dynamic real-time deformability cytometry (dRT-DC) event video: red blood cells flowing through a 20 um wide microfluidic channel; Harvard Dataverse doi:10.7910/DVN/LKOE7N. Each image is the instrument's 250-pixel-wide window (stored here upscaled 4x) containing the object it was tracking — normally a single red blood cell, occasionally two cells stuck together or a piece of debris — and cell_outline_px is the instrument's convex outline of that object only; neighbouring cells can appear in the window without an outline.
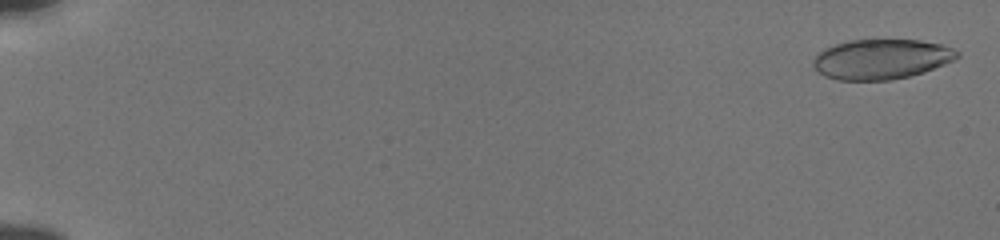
{"species": "human", "species_latin": "Homo sapiens", "temperature_condition": "cold", "stored_images_in_passage": 56, "camera_frame_rate_fps": 3000, "um_per_image_px": 0.085, "donor": {"sex": "male"}, "frame": {"image": 1, "passage_image": 2, "time_ms": 0.333, "image_size_px": [1000, 240], "cell_outline_px": [[960, 56], [944, 64], [908, 76], [888, 80], [836, 80], [824, 76], [812, 64], [816, 56], [824, 48], [848, 40], [920, 40], [940, 44], [952, 48], [960, 52]], "centroid_in_image_um": [74.89, 5.02], "position_along_channel_um": 10.1, "area_um2": 33.18}}
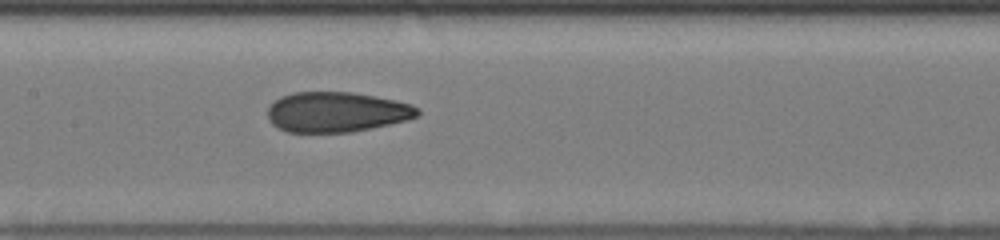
{"frame": {"image": 2, "passage_image": 30, "time_ms": 9.667, "image_size_px": [1000, 240], "cell_outline_px": [[420, 112], [416, 116], [408, 120], [352, 132], [288, 132], [272, 124], [268, 116], [268, 108], [272, 100], [280, 96], [292, 92], [352, 92], [396, 100], [412, 104], [420, 108]], "centroid_in_image_um": [28.61, 9.51], "position_along_channel_um": 178.8, "area_um2": 35.26}}
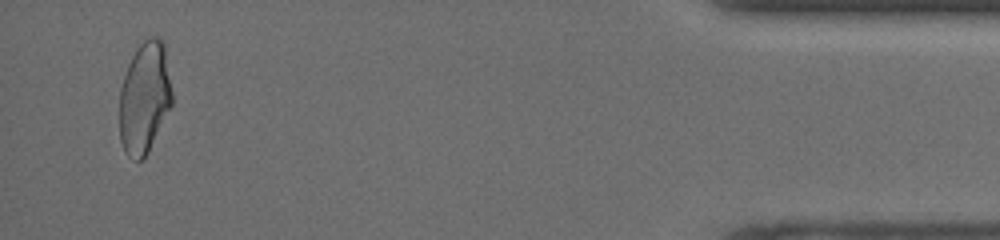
{"frame": {"image": 3, "passage_image": 54, "time_ms": 17.667, "image_size_px": [1000, 240], "cell_outline_px": [[172, 104], [148, 152], [140, 160], [132, 160], [124, 152], [120, 140], [120, 88], [128, 64], [136, 48], [148, 36], [160, 36], [164, 40], [172, 92]], "centroid_in_image_um": [12.29, 8.27], "position_along_channel_um": 422.9, "area_um2": 34.39}, "authors_computed_cell_mechanics": {"area_um2": 34.9979, "velocity_mm_per_s": 3.8517, "shape_relaxation_time_tau1_ms": null, "shape_relaxation_time_tau2_ms": 1.3676, "deformation_change_tau1": null, "deformation_change_tau2": 0.082}}